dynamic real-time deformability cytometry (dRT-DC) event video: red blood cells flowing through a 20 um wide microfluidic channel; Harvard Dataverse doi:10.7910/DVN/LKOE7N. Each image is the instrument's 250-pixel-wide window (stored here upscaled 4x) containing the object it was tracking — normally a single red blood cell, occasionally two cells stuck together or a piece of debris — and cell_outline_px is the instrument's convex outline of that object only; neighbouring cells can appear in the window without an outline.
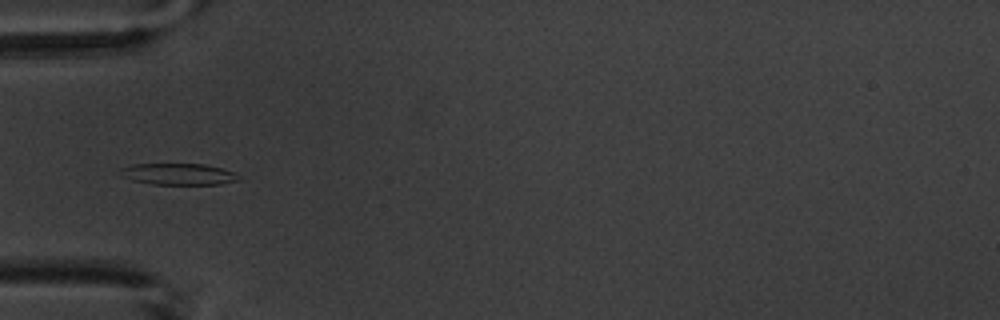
{"species": "common noctule bat (a hibernating species)", "species_latin": "Nyctalus noctula", "temperature_condition": "warm", "stored_images_in_passage": 6, "camera_frame_rate_fps": 3000, "um_per_image_px": 0.085, "animal": {"sex": "male", "body_mass_g": 20.1, "forearm_length_mm": 53.5}, "frame": {"image": 1, "passage_image": 5, "time_ms": 4.667, "image_size_px": [1000, 320], "cell_outline_px": [[240, 180], [220, 184], [152, 184], [132, 180], [120, 176], [120, 168], [132, 164], [204, 164], [224, 168], [236, 172]], "centroid_in_image_um": [15.17, 14.79], "position_along_channel_um": 69.8, "area_um2": 14.91}}